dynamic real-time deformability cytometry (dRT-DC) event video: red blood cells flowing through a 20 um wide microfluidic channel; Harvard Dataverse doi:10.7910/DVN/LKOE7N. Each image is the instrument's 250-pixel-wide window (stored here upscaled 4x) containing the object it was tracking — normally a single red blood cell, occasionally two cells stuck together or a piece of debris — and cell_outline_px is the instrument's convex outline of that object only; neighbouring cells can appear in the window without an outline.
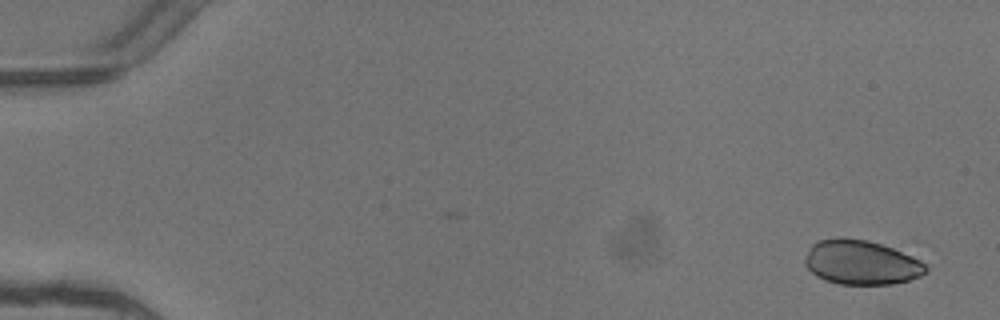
{"species": "common noctule bat (a hibernating species)", "species_latin": "Nyctalus noctula", "temperature_condition": "warm", "stored_images_in_passage": 5, "camera_frame_rate_fps": 3000, "um_per_image_px": 0.085, "animal": {"sex": "female"}, "frame": {"image": 1, "passage_image": 1, "time_ms": 0.0, "image_size_px": [1000, 320], "cell_outline_px": [[928, 268], [920, 276], [908, 280], [892, 284], [840, 284], [824, 280], [816, 276], [804, 264], [804, 260], [812, 244], [820, 240], [840, 236], [868, 240], [892, 248], [920, 260]], "centroid_in_image_um": [73.17, 22.3], "position_along_channel_um": 11.8, "area_um2": 31.15}}
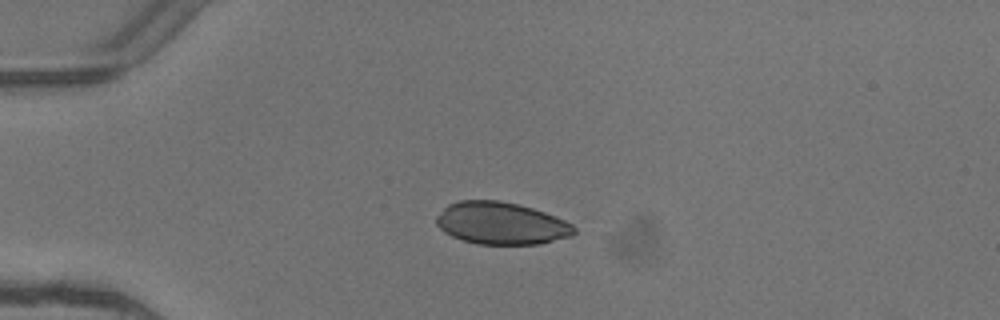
{"frame": {"image": 2, "passage_image": 4, "time_ms": 1.0, "image_size_px": [1000, 320], "cell_outline_px": [[576, 232], [572, 236], [540, 244], [476, 244], [452, 236], [444, 232], [436, 224], [436, 216], [448, 204], [460, 200], [500, 200], [520, 204], [544, 212], [564, 220], [572, 224], [576, 228]], "centroid_in_image_um": [42.61, 18.98], "position_along_channel_um": 42.4, "area_um2": 34.04}}